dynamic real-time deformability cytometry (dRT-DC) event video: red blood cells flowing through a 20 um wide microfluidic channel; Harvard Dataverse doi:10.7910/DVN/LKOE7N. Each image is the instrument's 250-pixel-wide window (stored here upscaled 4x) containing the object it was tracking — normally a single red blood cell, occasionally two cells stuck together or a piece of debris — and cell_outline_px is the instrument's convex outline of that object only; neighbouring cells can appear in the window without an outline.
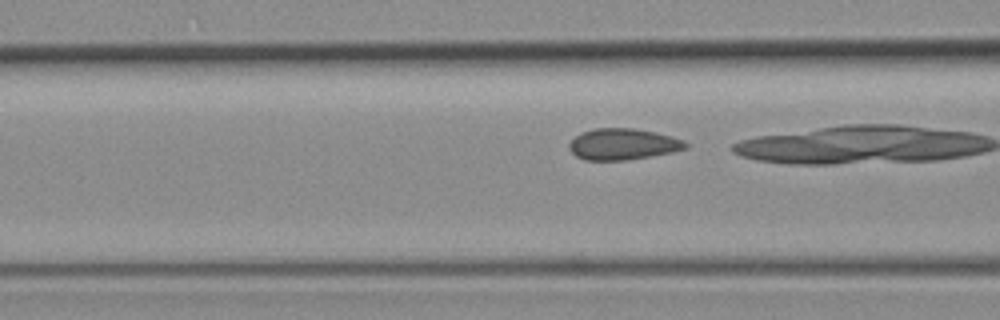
{"species": "common noctule bat (a hibernating species)", "species_latin": "Nyctalus noctula", "temperature_condition": "room temperature", "stored_images_in_passage": 22, "camera_frame_rate_fps": 3000, "um_per_image_px": 0.085, "animal": {"sex": "female", "body_mass_g": 19.3, "forearm_length_mm": 54.1}, "frame": {"image": 1, "passage_image": 16, "time_ms": 5.0, "image_size_px": [1000, 320], "cell_outline_px": [[688, 148], [672, 152], [652, 156], [628, 160], [584, 160], [576, 156], [568, 148], [568, 144], [580, 132], [592, 128], [632, 128], [656, 132], [672, 136], [684, 140], [688, 144]], "centroid_in_image_um": [52.95, 12.25], "position_along_channel_um": 113.7, "area_um2": 21.44}}